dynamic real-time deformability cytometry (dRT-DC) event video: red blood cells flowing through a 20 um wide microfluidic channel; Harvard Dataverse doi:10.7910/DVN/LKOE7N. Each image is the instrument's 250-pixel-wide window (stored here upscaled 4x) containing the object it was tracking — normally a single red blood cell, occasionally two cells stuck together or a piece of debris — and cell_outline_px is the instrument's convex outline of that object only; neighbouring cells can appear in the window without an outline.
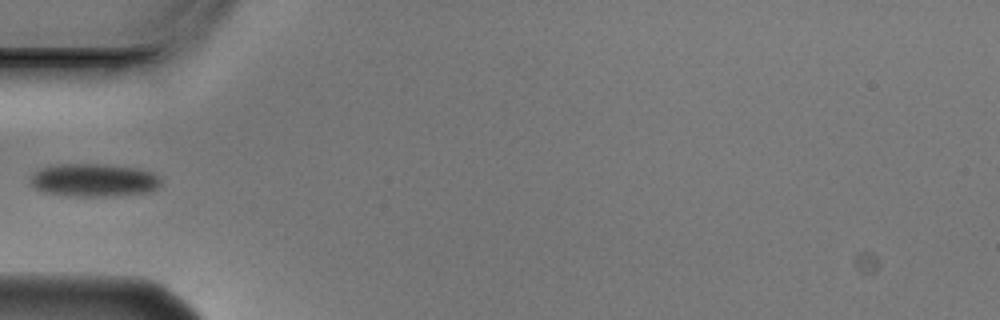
{"species": "Egyptian fruit bat (a non-hibernating species)", "species_latin": "Rousettus aegyptiacus", "temperature_condition": "cold", "stored_images_in_passage": 6, "camera_frame_rate_fps": 3000, "um_per_image_px": 0.085, "animal": {"sex": "male"}, "frame": {"image": 1, "passage_image": 5, "time_ms": 1.333, "image_size_px": [1000, 320], "cell_outline_px": [[160, 184], [156, 188], [148, 192], [104, 196], [68, 196], [44, 192], [36, 188], [28, 180], [40, 168], [52, 164], [104, 164], [140, 168], [152, 172], [160, 176]], "centroid_in_image_um": [7.97, 15.3], "position_along_channel_um": 77.0, "area_um2": 25.2}}
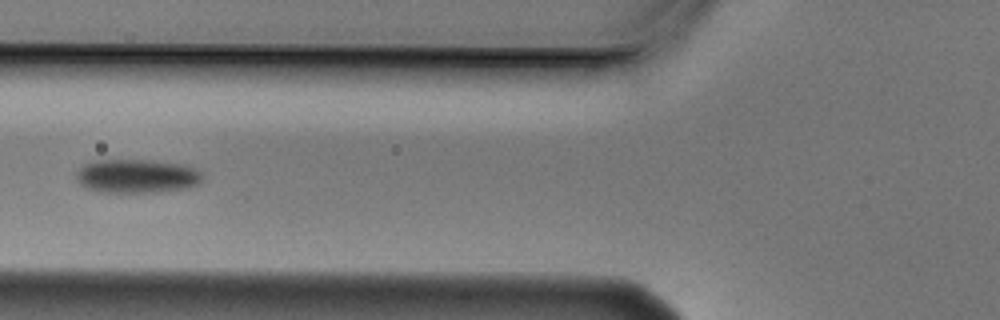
{"frame": {"image": 2, "passage_image": 6, "time_ms": 1.667, "image_size_px": [1000, 320], "cell_outline_px": [[204, 176], [200, 184], [188, 188], [160, 192], [104, 192], [88, 188], [80, 184], [76, 180], [76, 172], [84, 164], [96, 160], [152, 160], [180, 164], [192, 168], [200, 172]], "centroid_in_image_um": [11.65, 14.97], "position_along_channel_um": 114.2, "area_um2": 24.91}}